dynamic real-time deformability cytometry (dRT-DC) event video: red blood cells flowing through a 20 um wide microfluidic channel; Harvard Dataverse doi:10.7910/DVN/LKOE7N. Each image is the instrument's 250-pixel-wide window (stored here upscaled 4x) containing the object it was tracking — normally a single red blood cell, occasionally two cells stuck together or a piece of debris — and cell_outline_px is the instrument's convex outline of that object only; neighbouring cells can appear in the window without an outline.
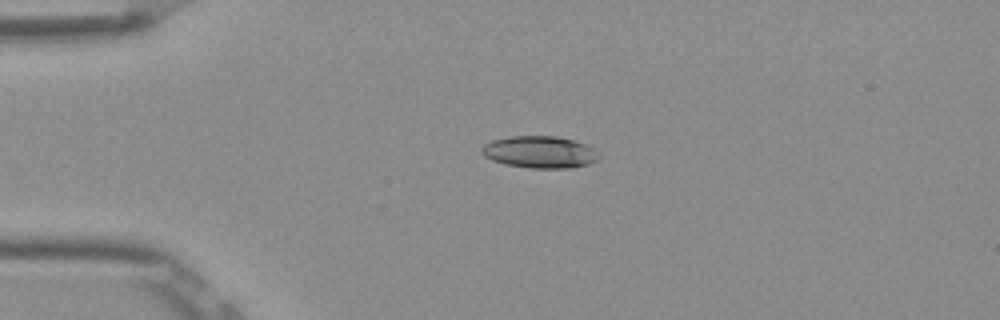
{"species": "Egyptian fruit bat (a non-hibernating species)", "species_latin": "Rousettus aegyptiacus", "temperature_condition": "room temperature", "stored_images_in_passage": 3, "camera_frame_rate_fps": 3000, "um_per_image_px": 0.085, "frame": {"image": 1, "passage_image": 1, "time_ms": 0.0, "image_size_px": [1000, 320], "cell_outline_px": [[600, 156], [596, 160], [588, 164], [572, 168], [528, 168], [504, 164], [492, 160], [484, 156], [480, 152], [480, 148], [484, 144], [492, 140], [508, 136], [556, 136], [572, 140], [584, 144], [592, 148]], "centroid_in_image_um": [45.82, 12.93], "position_along_channel_um": 39.2, "area_um2": 21.91}}
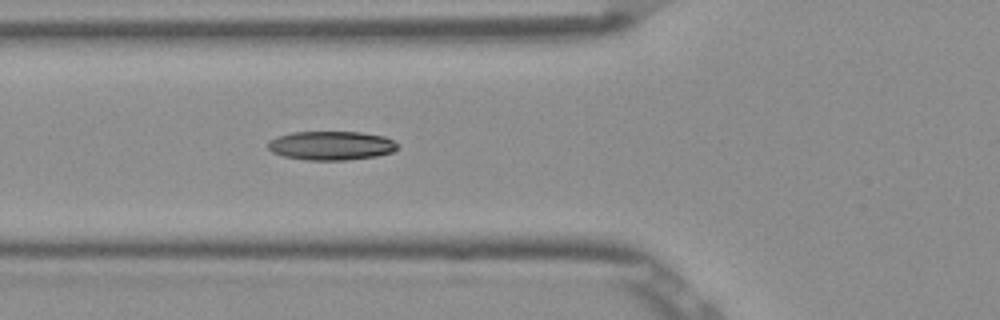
{"frame": {"image": 2, "passage_image": 3, "time_ms": 0.667, "image_size_px": [1000, 320], "cell_outline_px": [[400, 148], [392, 152], [376, 156], [344, 160], [304, 160], [284, 156], [272, 152], [268, 148], [268, 140], [276, 136], [292, 132], [360, 132], [384, 136], [400, 144]], "centroid_in_image_um": [28.16, 12.37], "position_along_channel_um": 97.6, "area_um2": 22.02}}